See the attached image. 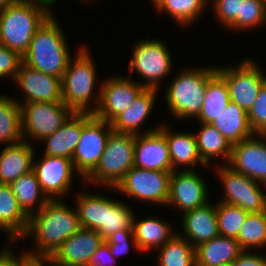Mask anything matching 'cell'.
I'll return each instance as SVG.
<instances>
[{
	"instance_id": "obj_20",
	"label": "cell",
	"mask_w": 266,
	"mask_h": 266,
	"mask_svg": "<svg viewBox=\"0 0 266 266\" xmlns=\"http://www.w3.org/2000/svg\"><path fill=\"white\" fill-rule=\"evenodd\" d=\"M183 234L192 246L195 248L199 244L209 241L219 235L216 205L209 202L202 207L182 213Z\"/></svg>"
},
{
	"instance_id": "obj_14",
	"label": "cell",
	"mask_w": 266,
	"mask_h": 266,
	"mask_svg": "<svg viewBox=\"0 0 266 266\" xmlns=\"http://www.w3.org/2000/svg\"><path fill=\"white\" fill-rule=\"evenodd\" d=\"M41 161H33V171L41 190L49 200L66 195L71 188L74 176L72 159L43 155Z\"/></svg>"
},
{
	"instance_id": "obj_3",
	"label": "cell",
	"mask_w": 266,
	"mask_h": 266,
	"mask_svg": "<svg viewBox=\"0 0 266 266\" xmlns=\"http://www.w3.org/2000/svg\"><path fill=\"white\" fill-rule=\"evenodd\" d=\"M59 22L51 14L34 34L23 63L31 69L62 78L71 60Z\"/></svg>"
},
{
	"instance_id": "obj_27",
	"label": "cell",
	"mask_w": 266,
	"mask_h": 266,
	"mask_svg": "<svg viewBox=\"0 0 266 266\" xmlns=\"http://www.w3.org/2000/svg\"><path fill=\"white\" fill-rule=\"evenodd\" d=\"M230 103L229 89L225 79L215 69L207 78V88L198 122L210 124L223 113Z\"/></svg>"
},
{
	"instance_id": "obj_45",
	"label": "cell",
	"mask_w": 266,
	"mask_h": 266,
	"mask_svg": "<svg viewBox=\"0 0 266 266\" xmlns=\"http://www.w3.org/2000/svg\"><path fill=\"white\" fill-rule=\"evenodd\" d=\"M16 253L12 252V266H44L49 265V261L52 259L51 256L31 255L28 253H22L18 257ZM46 265V266H47Z\"/></svg>"
},
{
	"instance_id": "obj_24",
	"label": "cell",
	"mask_w": 266,
	"mask_h": 266,
	"mask_svg": "<svg viewBox=\"0 0 266 266\" xmlns=\"http://www.w3.org/2000/svg\"><path fill=\"white\" fill-rule=\"evenodd\" d=\"M242 251L236 238L218 235L195 247L196 266L231 264Z\"/></svg>"
},
{
	"instance_id": "obj_38",
	"label": "cell",
	"mask_w": 266,
	"mask_h": 266,
	"mask_svg": "<svg viewBox=\"0 0 266 266\" xmlns=\"http://www.w3.org/2000/svg\"><path fill=\"white\" fill-rule=\"evenodd\" d=\"M247 214L248 213L239 206L219 201V203L216 204L219 235L237 238Z\"/></svg>"
},
{
	"instance_id": "obj_18",
	"label": "cell",
	"mask_w": 266,
	"mask_h": 266,
	"mask_svg": "<svg viewBox=\"0 0 266 266\" xmlns=\"http://www.w3.org/2000/svg\"><path fill=\"white\" fill-rule=\"evenodd\" d=\"M14 81L25 93L26 102H63L61 78L31 69L24 63Z\"/></svg>"
},
{
	"instance_id": "obj_37",
	"label": "cell",
	"mask_w": 266,
	"mask_h": 266,
	"mask_svg": "<svg viewBox=\"0 0 266 266\" xmlns=\"http://www.w3.org/2000/svg\"><path fill=\"white\" fill-rule=\"evenodd\" d=\"M236 240L242 250L266 247V211L248 213Z\"/></svg>"
},
{
	"instance_id": "obj_13",
	"label": "cell",
	"mask_w": 266,
	"mask_h": 266,
	"mask_svg": "<svg viewBox=\"0 0 266 266\" xmlns=\"http://www.w3.org/2000/svg\"><path fill=\"white\" fill-rule=\"evenodd\" d=\"M171 173L133 166L115 189L137 200L165 205L169 199Z\"/></svg>"
},
{
	"instance_id": "obj_48",
	"label": "cell",
	"mask_w": 266,
	"mask_h": 266,
	"mask_svg": "<svg viewBox=\"0 0 266 266\" xmlns=\"http://www.w3.org/2000/svg\"><path fill=\"white\" fill-rule=\"evenodd\" d=\"M18 0H0V9L6 8L8 5L16 3Z\"/></svg>"
},
{
	"instance_id": "obj_31",
	"label": "cell",
	"mask_w": 266,
	"mask_h": 266,
	"mask_svg": "<svg viewBox=\"0 0 266 266\" xmlns=\"http://www.w3.org/2000/svg\"><path fill=\"white\" fill-rule=\"evenodd\" d=\"M200 124L202 128L195 137L202 161L208 165L210 160L222 156L228 163L233 145L211 124Z\"/></svg>"
},
{
	"instance_id": "obj_28",
	"label": "cell",
	"mask_w": 266,
	"mask_h": 266,
	"mask_svg": "<svg viewBox=\"0 0 266 266\" xmlns=\"http://www.w3.org/2000/svg\"><path fill=\"white\" fill-rule=\"evenodd\" d=\"M232 145L254 135L248 122V114L238 104L230 102L223 113L210 123Z\"/></svg>"
},
{
	"instance_id": "obj_47",
	"label": "cell",
	"mask_w": 266,
	"mask_h": 266,
	"mask_svg": "<svg viewBox=\"0 0 266 266\" xmlns=\"http://www.w3.org/2000/svg\"><path fill=\"white\" fill-rule=\"evenodd\" d=\"M0 266H12V250L4 248L0 251Z\"/></svg>"
},
{
	"instance_id": "obj_7",
	"label": "cell",
	"mask_w": 266,
	"mask_h": 266,
	"mask_svg": "<svg viewBox=\"0 0 266 266\" xmlns=\"http://www.w3.org/2000/svg\"><path fill=\"white\" fill-rule=\"evenodd\" d=\"M19 104L23 139L28 135L30 138L42 141L56 132L74 113L63 102H19Z\"/></svg>"
},
{
	"instance_id": "obj_19",
	"label": "cell",
	"mask_w": 266,
	"mask_h": 266,
	"mask_svg": "<svg viewBox=\"0 0 266 266\" xmlns=\"http://www.w3.org/2000/svg\"><path fill=\"white\" fill-rule=\"evenodd\" d=\"M103 242L104 239L97 231L81 227L62 243L51 258L63 266H88L94 252Z\"/></svg>"
},
{
	"instance_id": "obj_25",
	"label": "cell",
	"mask_w": 266,
	"mask_h": 266,
	"mask_svg": "<svg viewBox=\"0 0 266 266\" xmlns=\"http://www.w3.org/2000/svg\"><path fill=\"white\" fill-rule=\"evenodd\" d=\"M28 223L29 217L19 206L10 185L0 184V229L7 231L11 244L22 239Z\"/></svg>"
},
{
	"instance_id": "obj_16",
	"label": "cell",
	"mask_w": 266,
	"mask_h": 266,
	"mask_svg": "<svg viewBox=\"0 0 266 266\" xmlns=\"http://www.w3.org/2000/svg\"><path fill=\"white\" fill-rule=\"evenodd\" d=\"M227 165L266 186V135L254 134L233 144Z\"/></svg>"
},
{
	"instance_id": "obj_33",
	"label": "cell",
	"mask_w": 266,
	"mask_h": 266,
	"mask_svg": "<svg viewBox=\"0 0 266 266\" xmlns=\"http://www.w3.org/2000/svg\"><path fill=\"white\" fill-rule=\"evenodd\" d=\"M128 205L105 197L103 224L97 230L104 241L119 230H133L134 213Z\"/></svg>"
},
{
	"instance_id": "obj_2",
	"label": "cell",
	"mask_w": 266,
	"mask_h": 266,
	"mask_svg": "<svg viewBox=\"0 0 266 266\" xmlns=\"http://www.w3.org/2000/svg\"><path fill=\"white\" fill-rule=\"evenodd\" d=\"M50 0H18L0 9V44L22 56L37 29L52 14Z\"/></svg>"
},
{
	"instance_id": "obj_36",
	"label": "cell",
	"mask_w": 266,
	"mask_h": 266,
	"mask_svg": "<svg viewBox=\"0 0 266 266\" xmlns=\"http://www.w3.org/2000/svg\"><path fill=\"white\" fill-rule=\"evenodd\" d=\"M77 208L79 223L82 228L97 231L103 224L105 197L85 193L77 195Z\"/></svg>"
},
{
	"instance_id": "obj_41",
	"label": "cell",
	"mask_w": 266,
	"mask_h": 266,
	"mask_svg": "<svg viewBox=\"0 0 266 266\" xmlns=\"http://www.w3.org/2000/svg\"><path fill=\"white\" fill-rule=\"evenodd\" d=\"M211 2L215 16L218 17V21L221 25L227 28L237 19V16H241V0H212Z\"/></svg>"
},
{
	"instance_id": "obj_44",
	"label": "cell",
	"mask_w": 266,
	"mask_h": 266,
	"mask_svg": "<svg viewBox=\"0 0 266 266\" xmlns=\"http://www.w3.org/2000/svg\"><path fill=\"white\" fill-rule=\"evenodd\" d=\"M116 261L111 254L109 245L104 241L94 252L88 266H114Z\"/></svg>"
},
{
	"instance_id": "obj_15",
	"label": "cell",
	"mask_w": 266,
	"mask_h": 266,
	"mask_svg": "<svg viewBox=\"0 0 266 266\" xmlns=\"http://www.w3.org/2000/svg\"><path fill=\"white\" fill-rule=\"evenodd\" d=\"M199 175L192 169L173 171L170 176L167 205L179 208V211L185 213L208 203V188Z\"/></svg>"
},
{
	"instance_id": "obj_42",
	"label": "cell",
	"mask_w": 266,
	"mask_h": 266,
	"mask_svg": "<svg viewBox=\"0 0 266 266\" xmlns=\"http://www.w3.org/2000/svg\"><path fill=\"white\" fill-rule=\"evenodd\" d=\"M22 64L20 53L0 44V78L11 76L14 80Z\"/></svg>"
},
{
	"instance_id": "obj_6",
	"label": "cell",
	"mask_w": 266,
	"mask_h": 266,
	"mask_svg": "<svg viewBox=\"0 0 266 266\" xmlns=\"http://www.w3.org/2000/svg\"><path fill=\"white\" fill-rule=\"evenodd\" d=\"M69 61L61 78L63 103L76 113H91L88 107L94 93L96 68L88 48L83 45ZM93 92V93H92Z\"/></svg>"
},
{
	"instance_id": "obj_40",
	"label": "cell",
	"mask_w": 266,
	"mask_h": 266,
	"mask_svg": "<svg viewBox=\"0 0 266 266\" xmlns=\"http://www.w3.org/2000/svg\"><path fill=\"white\" fill-rule=\"evenodd\" d=\"M247 114L250 128L254 134L266 135V82L259 90L256 101Z\"/></svg>"
},
{
	"instance_id": "obj_32",
	"label": "cell",
	"mask_w": 266,
	"mask_h": 266,
	"mask_svg": "<svg viewBox=\"0 0 266 266\" xmlns=\"http://www.w3.org/2000/svg\"><path fill=\"white\" fill-rule=\"evenodd\" d=\"M21 109L17 99L0 96V142L12 145L23 141Z\"/></svg>"
},
{
	"instance_id": "obj_10",
	"label": "cell",
	"mask_w": 266,
	"mask_h": 266,
	"mask_svg": "<svg viewBox=\"0 0 266 266\" xmlns=\"http://www.w3.org/2000/svg\"><path fill=\"white\" fill-rule=\"evenodd\" d=\"M131 75L126 77L108 78L98 87L94 98L95 107L91 113L98 119L110 123L117 115L127 109L135 99L146 89L141 82L131 81Z\"/></svg>"
},
{
	"instance_id": "obj_11",
	"label": "cell",
	"mask_w": 266,
	"mask_h": 266,
	"mask_svg": "<svg viewBox=\"0 0 266 266\" xmlns=\"http://www.w3.org/2000/svg\"><path fill=\"white\" fill-rule=\"evenodd\" d=\"M217 72L225 79L230 102L238 104L247 113L256 101L259 90L266 82V74L253 60L245 59L236 68L218 67Z\"/></svg>"
},
{
	"instance_id": "obj_46",
	"label": "cell",
	"mask_w": 266,
	"mask_h": 266,
	"mask_svg": "<svg viewBox=\"0 0 266 266\" xmlns=\"http://www.w3.org/2000/svg\"><path fill=\"white\" fill-rule=\"evenodd\" d=\"M232 264L233 266H266V256L243 250Z\"/></svg>"
},
{
	"instance_id": "obj_26",
	"label": "cell",
	"mask_w": 266,
	"mask_h": 266,
	"mask_svg": "<svg viewBox=\"0 0 266 266\" xmlns=\"http://www.w3.org/2000/svg\"><path fill=\"white\" fill-rule=\"evenodd\" d=\"M159 129L164 133L167 140L173 171H176L180 165L193 167L201 164L206 166L199 155L195 134L190 132L173 133L164 124Z\"/></svg>"
},
{
	"instance_id": "obj_8",
	"label": "cell",
	"mask_w": 266,
	"mask_h": 266,
	"mask_svg": "<svg viewBox=\"0 0 266 266\" xmlns=\"http://www.w3.org/2000/svg\"><path fill=\"white\" fill-rule=\"evenodd\" d=\"M112 131L110 123L83 113V132L72 156L74 168L83 179L98 165Z\"/></svg>"
},
{
	"instance_id": "obj_12",
	"label": "cell",
	"mask_w": 266,
	"mask_h": 266,
	"mask_svg": "<svg viewBox=\"0 0 266 266\" xmlns=\"http://www.w3.org/2000/svg\"><path fill=\"white\" fill-rule=\"evenodd\" d=\"M223 165L216 169L225 193L220 202L239 206L247 213L266 211V193L260 188L261 183L236 172L227 163Z\"/></svg>"
},
{
	"instance_id": "obj_34",
	"label": "cell",
	"mask_w": 266,
	"mask_h": 266,
	"mask_svg": "<svg viewBox=\"0 0 266 266\" xmlns=\"http://www.w3.org/2000/svg\"><path fill=\"white\" fill-rule=\"evenodd\" d=\"M158 250V266H196L195 248L179 234H175Z\"/></svg>"
},
{
	"instance_id": "obj_1",
	"label": "cell",
	"mask_w": 266,
	"mask_h": 266,
	"mask_svg": "<svg viewBox=\"0 0 266 266\" xmlns=\"http://www.w3.org/2000/svg\"><path fill=\"white\" fill-rule=\"evenodd\" d=\"M80 228L77 210L68 207L60 198L49 200L39 212L29 217L28 228L23 237L33 236L37 251L26 253L52 256Z\"/></svg>"
},
{
	"instance_id": "obj_5",
	"label": "cell",
	"mask_w": 266,
	"mask_h": 266,
	"mask_svg": "<svg viewBox=\"0 0 266 266\" xmlns=\"http://www.w3.org/2000/svg\"><path fill=\"white\" fill-rule=\"evenodd\" d=\"M135 135L112 131L95 169L84 181L115 189L134 166Z\"/></svg>"
},
{
	"instance_id": "obj_30",
	"label": "cell",
	"mask_w": 266,
	"mask_h": 266,
	"mask_svg": "<svg viewBox=\"0 0 266 266\" xmlns=\"http://www.w3.org/2000/svg\"><path fill=\"white\" fill-rule=\"evenodd\" d=\"M10 187L19 206L28 217L32 216L33 211L34 213L39 212L49 201L48 197H46L41 190L40 184L33 170L20 176L10 184ZM35 204L37 210H33Z\"/></svg>"
},
{
	"instance_id": "obj_17",
	"label": "cell",
	"mask_w": 266,
	"mask_h": 266,
	"mask_svg": "<svg viewBox=\"0 0 266 266\" xmlns=\"http://www.w3.org/2000/svg\"><path fill=\"white\" fill-rule=\"evenodd\" d=\"M160 126L135 135L134 167L173 172L169 146Z\"/></svg>"
},
{
	"instance_id": "obj_50",
	"label": "cell",
	"mask_w": 266,
	"mask_h": 266,
	"mask_svg": "<svg viewBox=\"0 0 266 266\" xmlns=\"http://www.w3.org/2000/svg\"><path fill=\"white\" fill-rule=\"evenodd\" d=\"M153 2V5L155 6L160 0H151Z\"/></svg>"
},
{
	"instance_id": "obj_49",
	"label": "cell",
	"mask_w": 266,
	"mask_h": 266,
	"mask_svg": "<svg viewBox=\"0 0 266 266\" xmlns=\"http://www.w3.org/2000/svg\"><path fill=\"white\" fill-rule=\"evenodd\" d=\"M49 264H50L49 266H63V265L56 263L53 259L49 261Z\"/></svg>"
},
{
	"instance_id": "obj_23",
	"label": "cell",
	"mask_w": 266,
	"mask_h": 266,
	"mask_svg": "<svg viewBox=\"0 0 266 266\" xmlns=\"http://www.w3.org/2000/svg\"><path fill=\"white\" fill-rule=\"evenodd\" d=\"M157 89H145L134 100L132 105L117 115L110 125L112 130L117 133H126L138 135L140 133L141 124L147 119L152 112L156 101Z\"/></svg>"
},
{
	"instance_id": "obj_39",
	"label": "cell",
	"mask_w": 266,
	"mask_h": 266,
	"mask_svg": "<svg viewBox=\"0 0 266 266\" xmlns=\"http://www.w3.org/2000/svg\"><path fill=\"white\" fill-rule=\"evenodd\" d=\"M266 22V3L264 0H241V16L228 27L236 30L259 28Z\"/></svg>"
},
{
	"instance_id": "obj_35",
	"label": "cell",
	"mask_w": 266,
	"mask_h": 266,
	"mask_svg": "<svg viewBox=\"0 0 266 266\" xmlns=\"http://www.w3.org/2000/svg\"><path fill=\"white\" fill-rule=\"evenodd\" d=\"M207 3L208 0H160L154 7L159 12H166L180 25L188 26L202 15Z\"/></svg>"
},
{
	"instance_id": "obj_21",
	"label": "cell",
	"mask_w": 266,
	"mask_h": 266,
	"mask_svg": "<svg viewBox=\"0 0 266 266\" xmlns=\"http://www.w3.org/2000/svg\"><path fill=\"white\" fill-rule=\"evenodd\" d=\"M34 147L25 140L7 145L0 153V184L10 185L33 169Z\"/></svg>"
},
{
	"instance_id": "obj_9",
	"label": "cell",
	"mask_w": 266,
	"mask_h": 266,
	"mask_svg": "<svg viewBox=\"0 0 266 266\" xmlns=\"http://www.w3.org/2000/svg\"><path fill=\"white\" fill-rule=\"evenodd\" d=\"M133 59L129 63L130 73L137 71L145 79L141 83L146 89H157L172 68L171 54L163 41L142 40L133 47ZM166 75V76H165Z\"/></svg>"
},
{
	"instance_id": "obj_51",
	"label": "cell",
	"mask_w": 266,
	"mask_h": 266,
	"mask_svg": "<svg viewBox=\"0 0 266 266\" xmlns=\"http://www.w3.org/2000/svg\"><path fill=\"white\" fill-rule=\"evenodd\" d=\"M222 266H233V264L231 263V264H227V265H222Z\"/></svg>"
},
{
	"instance_id": "obj_43",
	"label": "cell",
	"mask_w": 266,
	"mask_h": 266,
	"mask_svg": "<svg viewBox=\"0 0 266 266\" xmlns=\"http://www.w3.org/2000/svg\"><path fill=\"white\" fill-rule=\"evenodd\" d=\"M131 237L132 241L129 239ZM132 242L134 248H137V244L134 240L133 230H119L110 235L105 242L109 245L111 254L116 258L120 255L126 254L130 251L131 244L129 241Z\"/></svg>"
},
{
	"instance_id": "obj_29",
	"label": "cell",
	"mask_w": 266,
	"mask_h": 266,
	"mask_svg": "<svg viewBox=\"0 0 266 266\" xmlns=\"http://www.w3.org/2000/svg\"><path fill=\"white\" fill-rule=\"evenodd\" d=\"M167 222L158 218H146L142 221H133L134 240L137 244L138 251H149L151 248L158 249L168 242L176 232L171 231Z\"/></svg>"
},
{
	"instance_id": "obj_4",
	"label": "cell",
	"mask_w": 266,
	"mask_h": 266,
	"mask_svg": "<svg viewBox=\"0 0 266 266\" xmlns=\"http://www.w3.org/2000/svg\"><path fill=\"white\" fill-rule=\"evenodd\" d=\"M216 68H190L176 75L165 94L168 110L175 118L183 120L198 117L207 88V78Z\"/></svg>"
},
{
	"instance_id": "obj_22",
	"label": "cell",
	"mask_w": 266,
	"mask_h": 266,
	"mask_svg": "<svg viewBox=\"0 0 266 266\" xmlns=\"http://www.w3.org/2000/svg\"><path fill=\"white\" fill-rule=\"evenodd\" d=\"M83 132V113L74 112L52 135L45 137L44 155L72 159Z\"/></svg>"
}]
</instances>
